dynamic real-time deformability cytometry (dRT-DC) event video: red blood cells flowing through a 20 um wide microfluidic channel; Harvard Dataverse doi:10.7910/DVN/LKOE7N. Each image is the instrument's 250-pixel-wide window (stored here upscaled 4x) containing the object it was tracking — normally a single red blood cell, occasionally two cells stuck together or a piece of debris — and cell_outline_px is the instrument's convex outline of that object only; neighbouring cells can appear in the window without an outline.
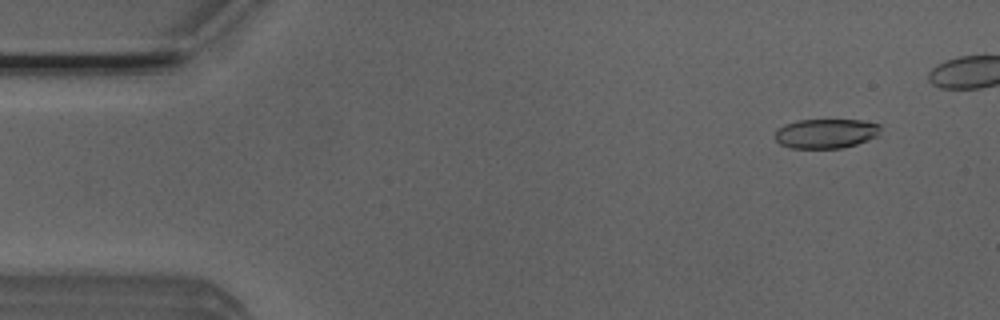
{"species": "Egyptian fruit bat (a non-hibernating species)", "species_latin": "Rousettus aegyptiacus", "temperature_condition": "room temperature", "stored_images_in_passage": 11, "camera_frame_rate_fps": 3000, "um_per_image_px": 0.085, "animal": {"sex": "male"}, "frame": {"image": 1, "passage_image": 4, "time_ms": 1.0, "image_size_px": [1000, 320], "cell_outline_px": [[880, 128], [876, 136], [856, 144], [840, 148], [792, 148], [780, 144], [776, 140], [776, 128], [784, 124], [796, 120], [864, 120], [880, 124]], "centroid_in_image_um": [70.17, 11.33], "position_along_channel_um": 14.8, "area_um2": 18.09}}